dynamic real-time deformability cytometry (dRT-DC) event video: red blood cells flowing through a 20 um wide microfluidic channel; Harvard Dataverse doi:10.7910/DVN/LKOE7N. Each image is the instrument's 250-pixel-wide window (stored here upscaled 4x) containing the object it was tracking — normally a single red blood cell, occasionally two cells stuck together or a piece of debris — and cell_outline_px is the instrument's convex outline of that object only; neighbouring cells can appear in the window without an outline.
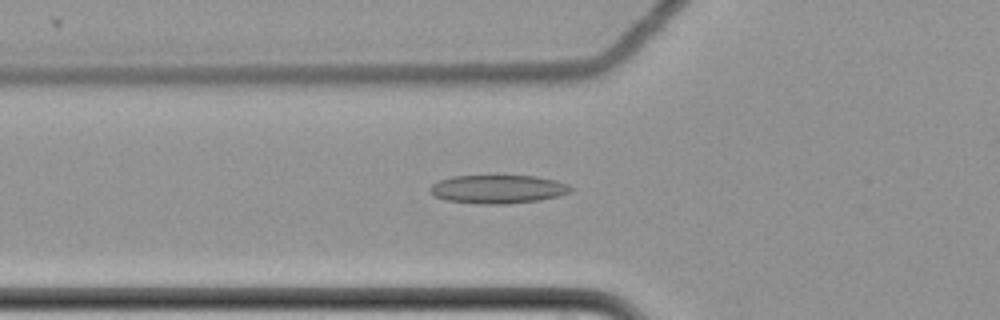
{"species": "common noctule bat (a hibernating species)", "species_latin": "Nyctalus noctula", "temperature_condition": "cold", "stored_images_in_passage": 62, "camera_frame_rate_fps": 3000, "um_per_image_px": 0.085, "animal": {"sex": "female", "body_mass_g": 22.7, "forearm_length_mm": 54.2}, "frame": {"image": 1, "passage_image": 24, "time_ms": 7.667, "image_size_px": [1000, 320], "cell_outline_px": [[572, 192], [560, 196], [540, 200], [504, 204], [484, 204], [448, 200], [436, 196], [428, 188], [432, 184], [440, 180], [452, 176], [536, 176], [556, 180], [568, 184], [572, 188]], "centroid_in_image_um": [42.38, 16.07], "position_along_channel_um": 83.4, "area_um2": 23.24}}
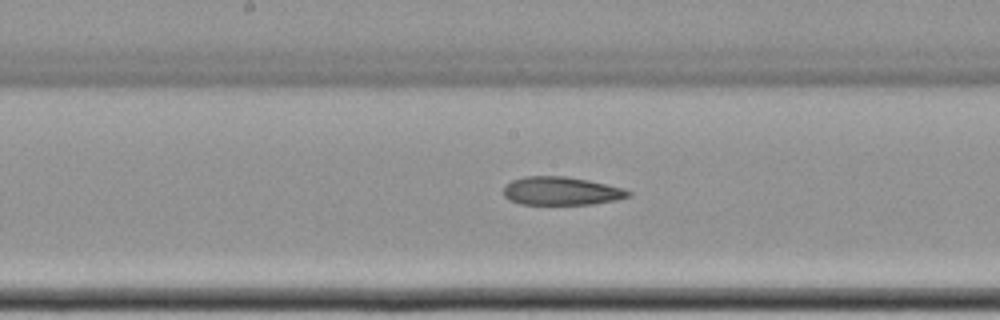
{"frame": {"image": 2, "passage_image": 34, "time_ms": 11.0, "image_size_px": [1000, 320], "cell_outline_px": [[632, 196], [616, 200], [592, 204], [520, 204], [508, 200], [504, 196], [504, 184], [512, 180], [524, 176], [564, 176], [588, 180], [624, 188], [632, 192]], "centroid_in_image_um": [47.7, 16.23], "position_along_channel_um": 200.5, "area_um2": 20.75}}
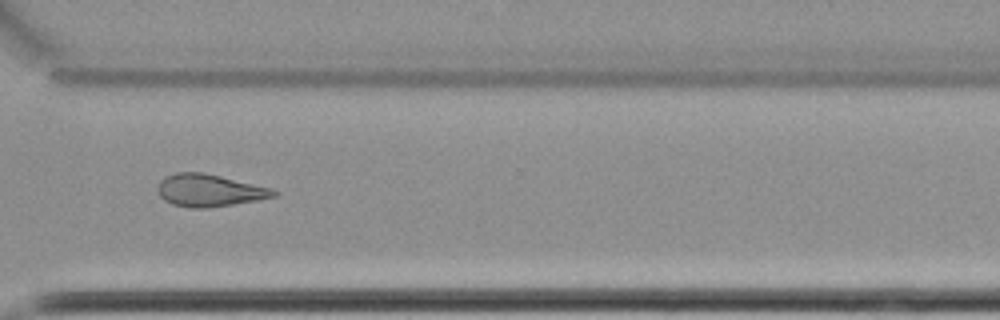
{"frame": {"image": 3, "passage_image": 47, "time_ms": 15.333, "image_size_px": [1000, 320], "cell_outline_px": [[276, 196], [256, 200], [232, 204], [204, 208], [192, 208], [172, 204], [164, 200], [160, 196], [156, 188], [160, 180], [164, 176], [176, 172], [204, 172], [268, 188], [276, 192]], "centroid_in_image_um": [17.69, 16.18], "position_along_channel_um": 352.9, "area_um2": 21.5}, "authors_computed_cell_mechanics": {"area_um2": 23.2067, "velocity_mm_per_s": 3.506, "shape_relaxation_time_tau1_ms": null, "shape_relaxation_time_tau2_ms": 7.558, "deformation_change_tau1": null, "deformation_change_tau2": 0.1488}}